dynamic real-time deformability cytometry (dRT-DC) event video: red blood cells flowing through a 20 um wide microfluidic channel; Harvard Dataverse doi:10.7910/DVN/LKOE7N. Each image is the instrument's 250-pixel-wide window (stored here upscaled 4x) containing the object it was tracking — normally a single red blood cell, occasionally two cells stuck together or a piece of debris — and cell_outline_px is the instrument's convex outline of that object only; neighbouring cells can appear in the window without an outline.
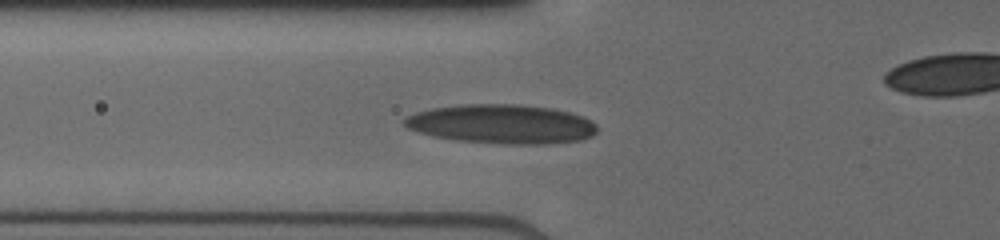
{"species": "human", "species_latin": "Homo sapiens", "temperature_condition": "cold", "stored_images_in_passage": 12, "camera_frame_rate_fps": 3000, "um_per_image_px": 0.085, "donor": {"sex": "male"}, "frame": {"image": 1, "passage_image": 9, "time_ms": 5.0, "image_size_px": [1000, 240], "cell_outline_px": [[596, 132], [592, 136], [580, 140], [548, 144], [504, 144], [456, 140], [436, 136], [420, 132], [408, 128], [400, 120], [404, 116], [416, 112], [432, 108], [460, 104], [520, 104], [552, 108], [572, 112], [584, 116], [592, 120], [596, 124]], "centroid_in_image_um": [42.66, 10.53], "position_along_channel_um": 83.1, "area_um2": 44.39}}